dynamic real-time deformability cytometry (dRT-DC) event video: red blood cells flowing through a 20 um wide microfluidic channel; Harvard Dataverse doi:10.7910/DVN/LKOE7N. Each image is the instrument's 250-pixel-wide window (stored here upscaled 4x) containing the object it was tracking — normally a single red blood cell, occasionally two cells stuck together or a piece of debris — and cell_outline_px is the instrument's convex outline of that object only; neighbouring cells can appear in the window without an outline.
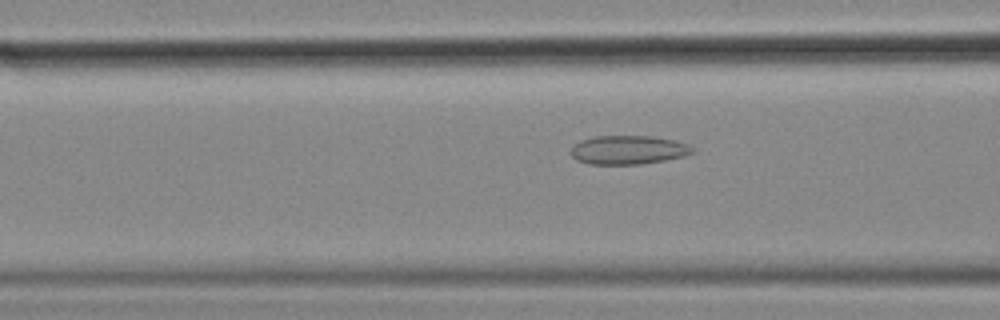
{"species": "common noctule bat (a hibernating species)", "species_latin": "Nyctalus noctula", "temperature_condition": "cold", "stored_images_in_passage": 57, "camera_frame_rate_fps": 3000, "um_per_image_px": 0.085, "animal": {"sex": "female", "body_mass_g": 18.4}, "frame": {"image": 1, "passage_image": 22, "time_ms": 7.0, "image_size_px": [1000, 320], "cell_outline_px": [[692, 152], [684, 156], [664, 160], [640, 164], [588, 164], [576, 160], [568, 152], [580, 140], [592, 136], [652, 136], [676, 140], [688, 144], [692, 148]], "centroid_in_image_um": [53.36, 12.74], "position_along_channel_um": 113.2, "area_um2": 20.46}}
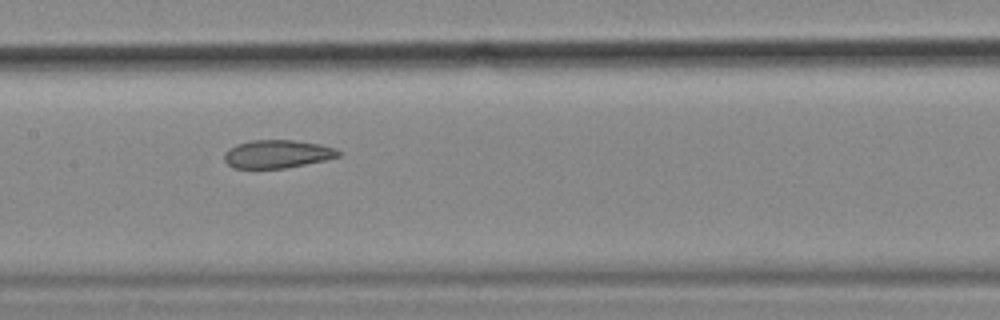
{"frame": {"image": 2, "passage_image": 28, "time_ms": 9.0, "image_size_px": [1000, 320], "cell_outline_px": [[340, 156], [324, 160], [284, 168], [232, 168], [224, 160], [224, 152], [228, 148], [236, 144], [252, 140], [292, 140], [320, 144], [336, 148], [340, 152]], "centroid_in_image_um": [23.53, 13.08], "position_along_channel_um": 183.9, "area_um2": 18.67}}
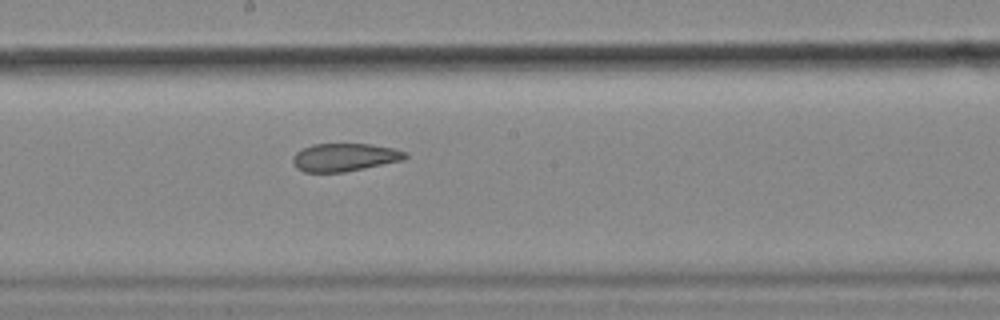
{"frame": {"image": 3, "passage_image": 31, "time_ms": 10.0, "image_size_px": [1000, 320], "cell_outline_px": [[408, 156], [404, 160], [344, 172], [304, 172], [296, 168], [292, 160], [292, 156], [296, 152], [312, 144], [372, 144], [392, 148], [408, 152]], "centroid_in_image_um": [29.29, 13.37], "position_along_channel_um": 218.9, "area_um2": 18.38}, "authors_computed_cell_mechanics": {"area_um2": 21.9062, "velocity_mm_per_s": 3.5276, "shape_relaxation_time_tau1_ms": null, "shape_relaxation_time_tau2_ms": 2.6971, "deformation_change_tau1": null, "deformation_change_tau2": 0.0945}}